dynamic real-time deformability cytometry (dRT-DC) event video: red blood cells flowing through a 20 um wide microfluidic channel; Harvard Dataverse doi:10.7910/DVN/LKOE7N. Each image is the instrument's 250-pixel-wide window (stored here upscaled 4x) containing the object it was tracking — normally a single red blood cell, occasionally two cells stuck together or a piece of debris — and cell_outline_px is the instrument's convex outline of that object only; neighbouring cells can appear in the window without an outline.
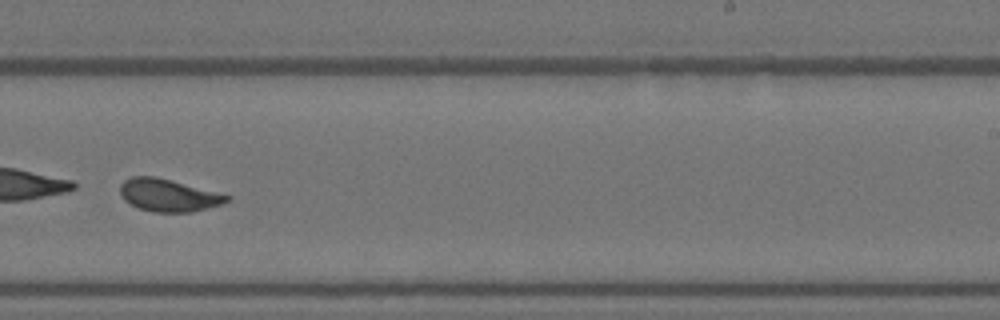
{"species": "Egyptian fruit bat (a non-hibernating species)", "species_latin": "Rousettus aegyptiacus", "temperature_condition": "warm", "stored_images_in_passage": 10, "camera_frame_rate_fps": 3000, "um_per_image_px": 0.085, "animal": {"sex": "female"}, "frame": {"image": 1, "passage_image": 10, "time_ms": 3.0, "image_size_px": [1000, 320], "cell_outline_px": [[232, 200], [208, 208], [192, 212], [152, 212], [140, 208], [124, 200], [120, 196], [120, 184], [124, 180], [132, 176], [156, 176], [232, 196]], "centroid_in_image_um": [14.31, 16.59], "position_along_channel_um": 274.7, "area_um2": 20.23}}